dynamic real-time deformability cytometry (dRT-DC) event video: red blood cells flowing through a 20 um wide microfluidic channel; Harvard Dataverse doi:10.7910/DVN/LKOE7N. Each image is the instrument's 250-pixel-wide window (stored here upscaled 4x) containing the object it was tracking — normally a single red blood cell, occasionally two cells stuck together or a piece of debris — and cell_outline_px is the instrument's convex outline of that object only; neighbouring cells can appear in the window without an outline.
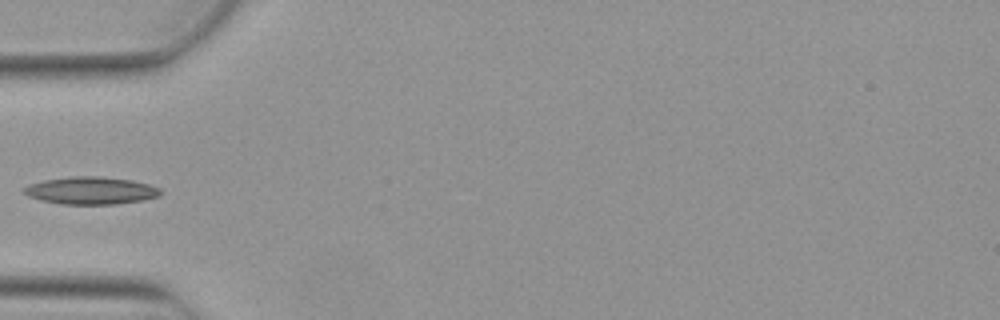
{"species": "Egyptian fruit bat (a non-hibernating species)", "species_latin": "Rousettus aegyptiacus", "temperature_condition": "warm", "stored_images_in_passage": 6, "camera_frame_rate_fps": 3000, "um_per_image_px": 0.085, "animal": {"sex": "female"}, "frame": {"image": 1, "passage_image": 6, "time_ms": 1.667, "image_size_px": [1000, 320], "cell_outline_px": [[160, 196], [144, 200], [116, 204], [60, 204], [40, 200], [28, 196], [20, 188], [44, 180], [68, 176], [100, 176], [132, 180], [148, 184], [160, 188]], "centroid_in_image_um": [7.72, 16.19], "position_along_channel_um": 77.3, "area_um2": 21.96}}